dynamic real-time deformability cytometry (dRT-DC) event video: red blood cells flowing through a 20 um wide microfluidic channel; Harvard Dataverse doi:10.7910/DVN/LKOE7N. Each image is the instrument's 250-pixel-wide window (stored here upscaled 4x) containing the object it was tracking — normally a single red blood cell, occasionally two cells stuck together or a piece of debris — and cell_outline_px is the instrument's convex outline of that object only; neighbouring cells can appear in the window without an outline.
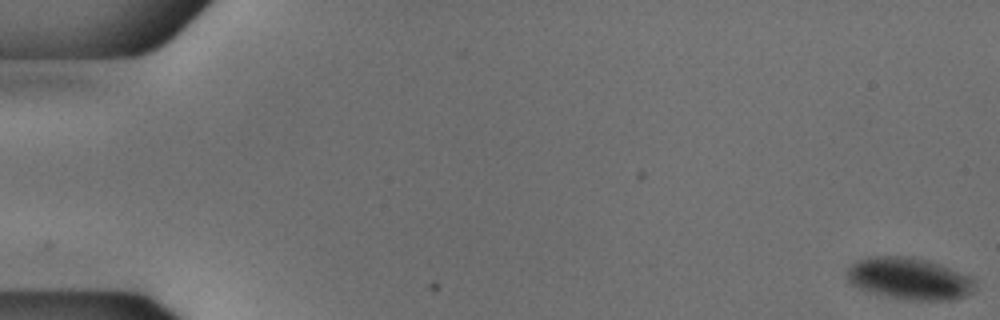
{"species": "common noctule bat (a hibernating species)", "species_latin": "Nyctalus noctula", "temperature_condition": "cold", "stored_images_in_passage": 56, "camera_frame_rate_fps": 3000, "um_per_image_px": 0.085, "animal": {"sex": "male", "body_mass_g": 18.8}, "frame": {"image": 1, "passage_image": 1, "time_ms": 0.0, "image_size_px": [1000, 320], "cell_outline_px": [[972, 284], [968, 292], [964, 296], [948, 300], [912, 300], [872, 292], [860, 288], [852, 284], [844, 276], [848, 268], [856, 260], [868, 256], [912, 256], [928, 260], [940, 264], [968, 276], [972, 280]], "centroid_in_image_um": [77.19, 23.64], "position_along_channel_um": 7.8, "area_um2": 30.63}}
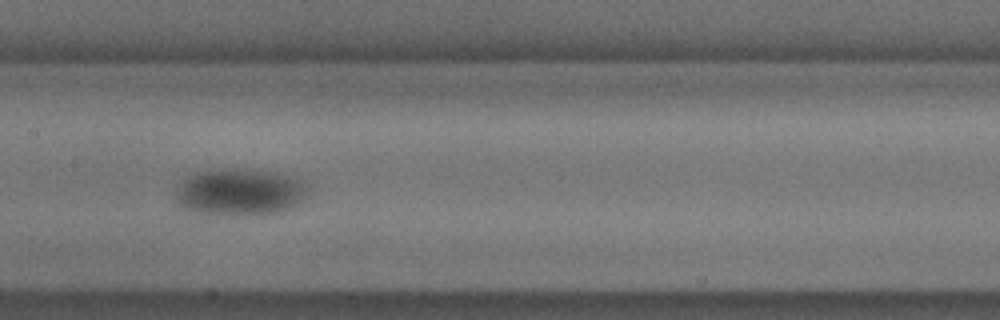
{"frame": {"image": 2, "passage_image": 28, "time_ms": 9.0, "image_size_px": [1000, 320], "cell_outline_px": [[312, 192], [304, 200], [292, 208], [276, 212], [204, 212], [184, 208], [176, 204], [176, 192], [180, 180], [196, 172], [232, 168], [244, 168], [276, 172], [292, 176], [304, 180], [312, 184]], "centroid_in_image_um": [20.5, 16.25], "position_along_channel_um": 186.9, "area_um2": 35.95}}
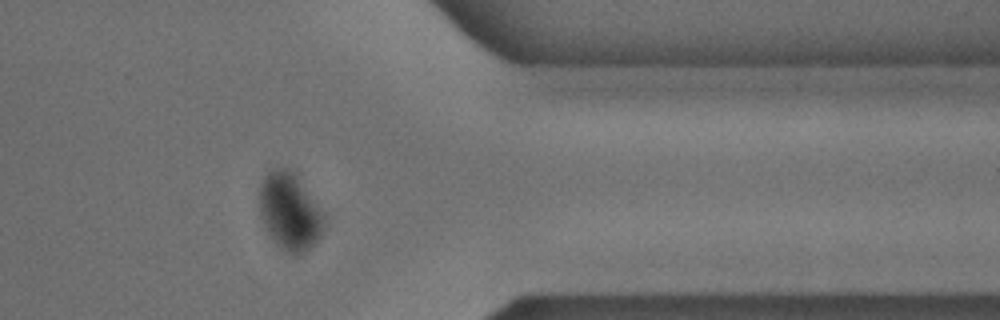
{"frame": {"image": 3, "passage_image": 45, "time_ms": 14.667, "image_size_px": [1000, 320], "cell_outline_px": [[324, 228], [320, 236], [304, 252], [296, 256], [292, 256], [280, 248], [276, 244], [260, 220], [260, 180], [272, 168], [288, 168], [292, 172], [324, 212]], "centroid_in_image_um": [24.6, 18.01], "position_along_channel_um": 386.8, "area_um2": 28.96}}